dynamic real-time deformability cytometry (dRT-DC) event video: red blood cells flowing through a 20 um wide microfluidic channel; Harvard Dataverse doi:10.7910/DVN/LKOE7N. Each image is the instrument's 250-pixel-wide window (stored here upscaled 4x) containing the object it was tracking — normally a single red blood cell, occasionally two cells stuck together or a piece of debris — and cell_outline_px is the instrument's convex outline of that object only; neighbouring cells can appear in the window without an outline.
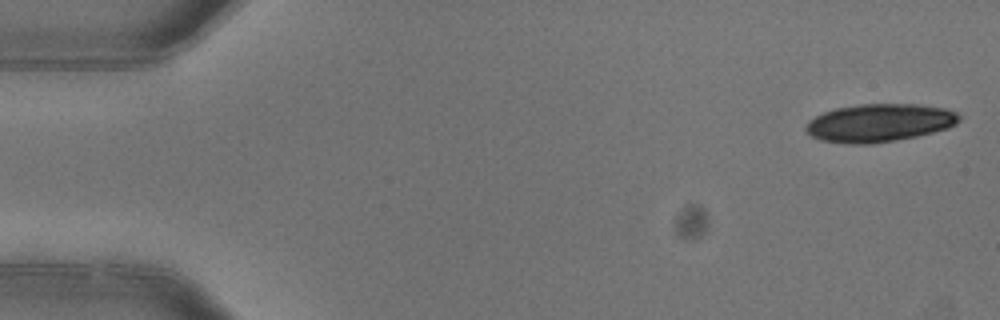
{"species": "common noctule bat (a hibernating species)", "species_latin": "Nyctalus noctula", "temperature_condition": "warm", "stored_images_in_passage": 5, "camera_frame_rate_fps": 3000, "um_per_image_px": 0.085, "animal": {"sex": "female"}, "frame": {"image": 1, "passage_image": 1, "time_ms": 0.0, "image_size_px": [1000, 320], "cell_outline_px": [[960, 120], [956, 124], [948, 128], [916, 136], [896, 140], [868, 144], [856, 144], [820, 140], [812, 136], [804, 128], [808, 120], [824, 112], [836, 108], [860, 104], [920, 104], [944, 108], [956, 112], [960, 116]], "centroid_in_image_um": [74.75, 10.43], "position_along_channel_um": 10.2, "area_um2": 33.81}}